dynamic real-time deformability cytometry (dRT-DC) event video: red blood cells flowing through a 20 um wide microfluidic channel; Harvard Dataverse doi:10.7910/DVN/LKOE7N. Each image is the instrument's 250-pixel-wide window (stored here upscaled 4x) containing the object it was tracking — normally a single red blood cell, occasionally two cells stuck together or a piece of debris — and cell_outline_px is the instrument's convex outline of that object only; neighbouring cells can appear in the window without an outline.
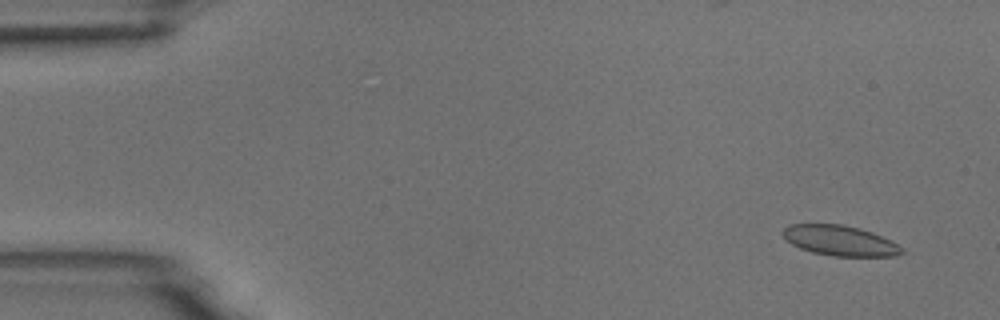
{"species": "common noctule bat (a hibernating species)", "species_latin": "Nyctalus noctula", "temperature_condition": "room temperature", "stored_images_in_passage": 12, "camera_frame_rate_fps": 3000, "um_per_image_px": 0.085, "animal": {"sex": "male", "body_mass_g": 18.8}, "frame": {"image": 1, "passage_image": 4, "time_ms": 1.0, "image_size_px": [1000, 320], "cell_outline_px": [[904, 252], [896, 256], [832, 256], [812, 252], [800, 248], [792, 244], [780, 232], [788, 224], [844, 224], [860, 228], [872, 232], [892, 240], [904, 248]], "centroid_in_image_um": [71.42, 20.44], "position_along_channel_um": 13.6, "area_um2": 21.15}}